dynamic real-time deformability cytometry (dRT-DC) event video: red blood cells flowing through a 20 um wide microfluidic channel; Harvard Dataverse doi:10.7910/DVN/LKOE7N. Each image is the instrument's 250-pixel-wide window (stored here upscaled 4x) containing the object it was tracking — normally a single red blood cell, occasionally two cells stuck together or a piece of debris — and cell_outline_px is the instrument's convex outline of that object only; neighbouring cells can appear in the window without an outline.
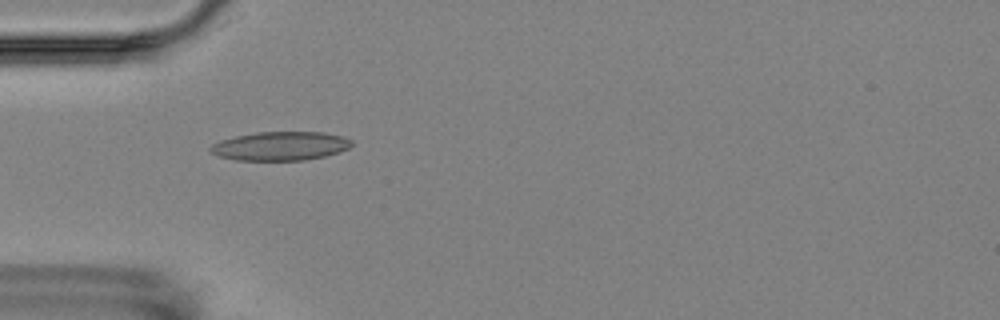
{"species": "Egyptian fruit bat (a non-hibernating species)", "species_latin": "Rousettus aegyptiacus", "temperature_condition": "room temperature", "stored_images_in_passage": 5, "camera_frame_rate_fps": 3000, "um_per_image_px": 0.085, "animal": {"sex": "female"}, "frame": {"image": 1, "passage_image": 5, "time_ms": 4.667, "image_size_px": [1000, 320], "cell_outline_px": [[352, 144], [348, 148], [324, 156], [304, 160], [236, 160], [216, 156], [208, 148], [212, 144], [220, 140], [236, 136], [256, 132], [324, 132], [344, 136], [352, 140]], "centroid_in_image_um": [23.8, 12.41], "position_along_channel_um": 61.2, "area_um2": 23.7}}